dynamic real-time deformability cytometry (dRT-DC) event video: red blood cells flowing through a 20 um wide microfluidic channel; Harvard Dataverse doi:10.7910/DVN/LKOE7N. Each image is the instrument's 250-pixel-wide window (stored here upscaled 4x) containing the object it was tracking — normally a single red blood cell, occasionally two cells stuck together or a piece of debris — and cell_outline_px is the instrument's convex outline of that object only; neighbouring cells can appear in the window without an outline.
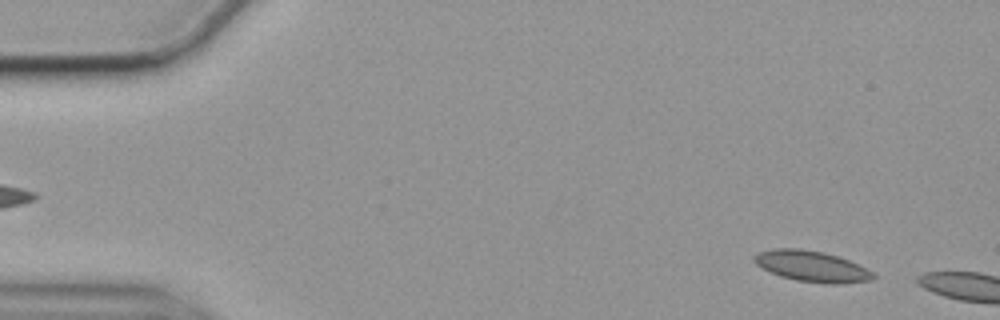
{"species": "common noctule bat (a hibernating species)", "species_latin": "Nyctalus noctula", "temperature_condition": "cold", "stored_images_in_passage": 7, "camera_frame_rate_fps": 3000, "um_per_image_px": 0.085, "animal": {"sex": "female", "body_mass_g": 19.9}, "frame": {"image": 1, "passage_image": 4, "time_ms": 1.0, "image_size_px": [1000, 320], "cell_outline_px": [[876, 276], [872, 280], [840, 284], [828, 284], [796, 280], [780, 276], [756, 264], [752, 260], [752, 256], [760, 252], [772, 248], [800, 248], [824, 252], [848, 260], [872, 272]], "centroid_in_image_um": [68.97, 22.63], "position_along_channel_um": 16.0, "area_um2": 21.27}}